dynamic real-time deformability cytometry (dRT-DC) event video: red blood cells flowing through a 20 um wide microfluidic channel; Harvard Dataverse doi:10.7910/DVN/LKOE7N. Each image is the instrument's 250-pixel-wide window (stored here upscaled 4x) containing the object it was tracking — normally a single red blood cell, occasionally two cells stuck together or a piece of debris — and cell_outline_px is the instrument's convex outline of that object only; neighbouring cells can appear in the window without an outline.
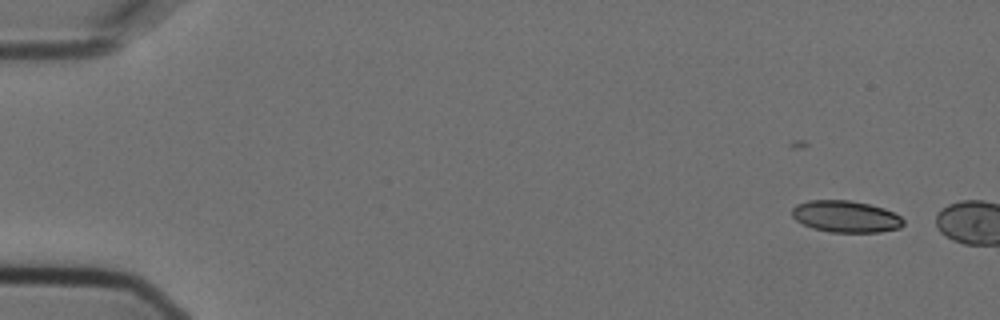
{"species": "Egyptian fruit bat (a non-hibernating species)", "species_latin": "Rousettus aegyptiacus", "temperature_condition": "cold", "stored_images_in_passage": 2, "camera_frame_rate_fps": 3000, "um_per_image_px": 0.085, "animal": {"sex": "female"}, "frame": {"image": 1, "passage_image": 1, "time_ms": 0.0, "image_size_px": [1000, 320], "cell_outline_px": [[904, 224], [900, 228], [880, 232], [828, 232], [812, 228], [796, 220], [792, 216], [792, 208], [796, 204], [808, 200], [848, 200], [868, 204], [884, 208], [900, 216], [904, 220]], "centroid_in_image_um": [71.88, 18.4], "position_along_channel_um": 13.1, "area_um2": 20.63}}